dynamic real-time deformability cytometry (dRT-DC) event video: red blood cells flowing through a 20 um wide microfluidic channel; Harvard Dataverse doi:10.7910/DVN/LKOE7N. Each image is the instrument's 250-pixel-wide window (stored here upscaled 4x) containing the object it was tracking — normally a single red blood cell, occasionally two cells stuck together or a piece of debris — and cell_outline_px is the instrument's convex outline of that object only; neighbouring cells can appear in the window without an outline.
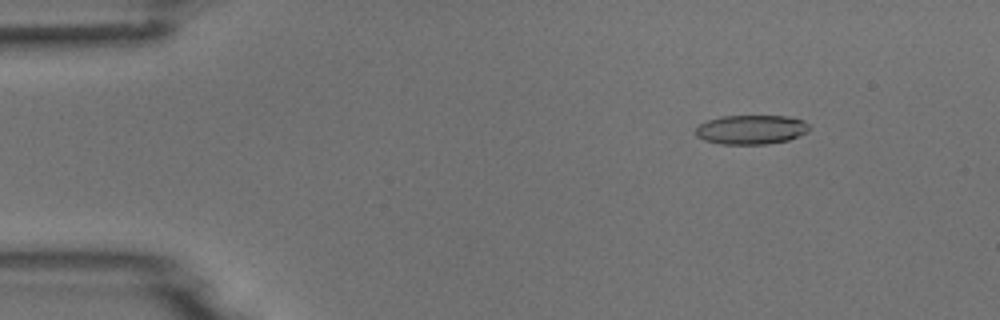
{"species": "common noctule bat (a hibernating species)", "species_latin": "Nyctalus noctula", "temperature_condition": "room temperature", "stored_images_in_passage": 7, "camera_frame_rate_fps": 3000, "um_per_image_px": 0.085, "animal": {"sex": "male", "body_mass_g": 18.8}, "frame": {"image": 1, "passage_image": 2, "time_ms": 1.0, "image_size_px": [1000, 320], "cell_outline_px": [[812, 128], [808, 132], [788, 140], [768, 144], [720, 144], [704, 140], [696, 136], [696, 128], [700, 124], [708, 120], [720, 116], [788, 116], [804, 120]], "centroid_in_image_um": [63.88, 11.01], "position_along_channel_um": 21.1, "area_um2": 19.54}}
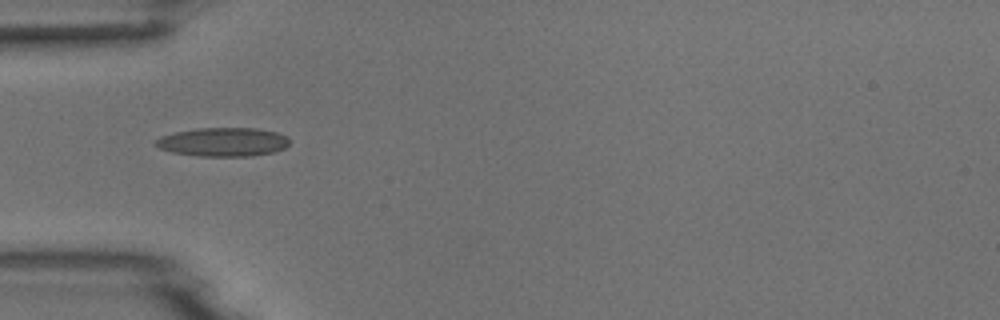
{"frame": {"image": 2, "passage_image": 5, "time_ms": 4.333, "image_size_px": [1000, 320], "cell_outline_px": [[288, 144], [284, 148], [272, 152], [252, 156], [196, 156], [172, 152], [160, 148], [152, 144], [160, 136], [176, 132], [196, 128], [256, 128], [276, 132], [288, 136]], "centroid_in_image_um": [18.93, 12.07], "position_along_channel_um": 66.1, "area_um2": 22.48}}